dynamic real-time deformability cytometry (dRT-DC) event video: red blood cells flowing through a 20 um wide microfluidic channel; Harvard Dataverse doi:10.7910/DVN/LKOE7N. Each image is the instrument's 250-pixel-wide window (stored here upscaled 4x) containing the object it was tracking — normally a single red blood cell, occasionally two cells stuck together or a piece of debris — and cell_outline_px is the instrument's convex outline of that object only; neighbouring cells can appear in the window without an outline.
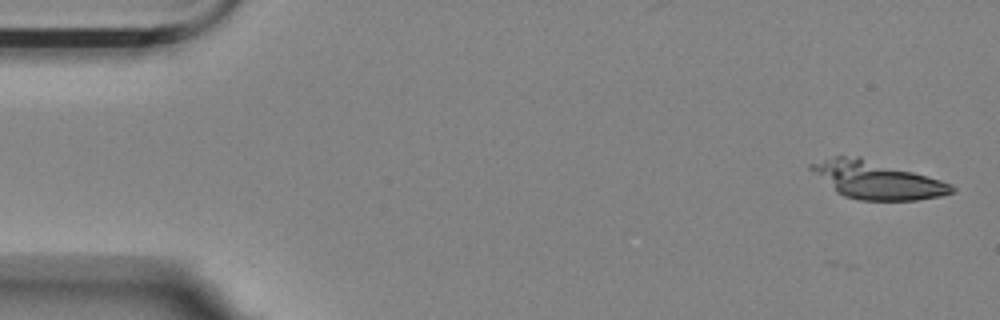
{"species": "Egyptian fruit bat (a non-hibernating species)", "species_latin": "Rousettus aegyptiacus", "temperature_condition": "room temperature", "stored_images_in_passage": 6, "camera_frame_rate_fps": 3000, "um_per_image_px": 0.085, "animal": {"sex": "female"}, "frame": {"image": 1, "passage_image": 1, "time_ms": 0.0, "image_size_px": [1000, 320], "cell_outline_px": [[956, 188], [952, 192], [940, 196], [916, 200], [860, 200], [844, 196], [836, 192], [808, 168], [808, 164], [836, 156], [860, 156], [940, 180], [952, 184]], "centroid_in_image_um": [74.5, 15.3], "position_along_channel_um": 10.5, "area_um2": 30.4}}